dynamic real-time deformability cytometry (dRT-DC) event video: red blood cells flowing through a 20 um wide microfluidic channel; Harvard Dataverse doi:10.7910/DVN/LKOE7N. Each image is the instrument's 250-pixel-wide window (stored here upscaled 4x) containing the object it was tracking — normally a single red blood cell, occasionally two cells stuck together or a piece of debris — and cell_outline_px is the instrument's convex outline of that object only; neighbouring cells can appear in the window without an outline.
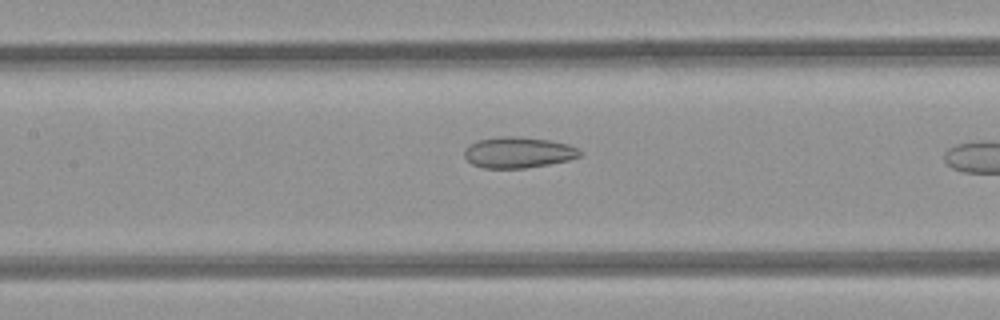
{"species": "common noctule bat (a hibernating species)", "species_latin": "Nyctalus noctula", "temperature_condition": "room temperature", "stored_images_in_passage": 19, "camera_frame_rate_fps": 3000, "um_per_image_px": 0.085, "animal": {"sex": "female", "body_mass_g": 21.9}, "frame": {"image": 1, "passage_image": 9, "time_ms": 2.667, "image_size_px": [1000, 320], "cell_outline_px": [[580, 156], [568, 160], [548, 164], [524, 168], [484, 168], [472, 164], [464, 156], [464, 152], [468, 144], [480, 140], [500, 136], [516, 136], [548, 140], [568, 144], [576, 148], [580, 152]], "centroid_in_image_um": [44.01, 12.96], "position_along_channel_um": 163.4, "area_um2": 20.63}}